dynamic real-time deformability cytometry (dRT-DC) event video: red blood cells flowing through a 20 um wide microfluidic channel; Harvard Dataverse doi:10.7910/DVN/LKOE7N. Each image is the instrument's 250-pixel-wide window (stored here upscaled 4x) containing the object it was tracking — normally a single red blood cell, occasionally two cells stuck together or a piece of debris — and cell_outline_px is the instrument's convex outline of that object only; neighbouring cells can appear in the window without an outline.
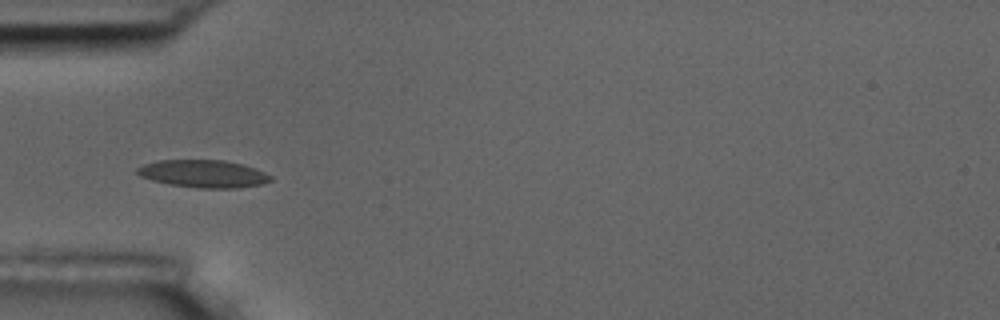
{"species": "common noctule bat (a hibernating species)", "species_latin": "Nyctalus noctula", "temperature_condition": "room temperature", "stored_images_in_passage": 7, "camera_frame_rate_fps": 3000, "um_per_image_px": 0.085, "animal": {"sex": "male", "body_mass_g": 17.5, "forearm_length_mm": 52.3}, "frame": {"image": 1, "passage_image": 3, "time_ms": 2.333, "image_size_px": [1000, 320], "cell_outline_px": [[272, 180], [264, 184], [236, 188], [200, 188], [168, 184], [152, 180], [140, 176], [136, 172], [136, 168], [144, 164], [156, 160], [224, 160], [244, 164], [256, 168], [272, 176]], "centroid_in_image_um": [17.3, 14.76], "position_along_channel_um": 67.7, "area_um2": 21.62}}
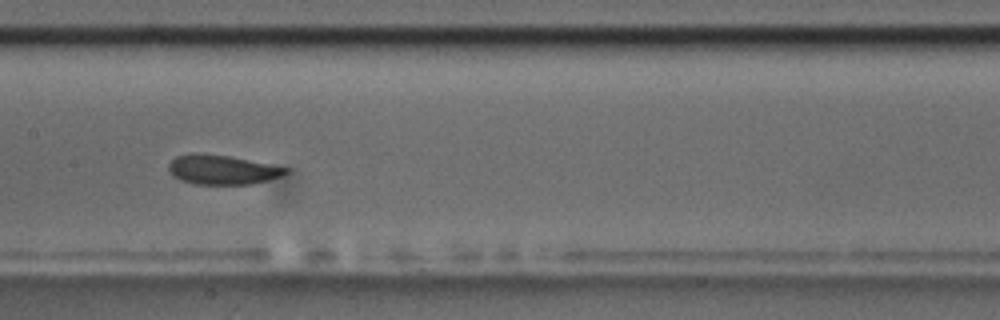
{"frame": {"image": 2, "passage_image": 6, "time_ms": 5.667, "image_size_px": [1000, 320], "cell_outline_px": [[288, 172], [280, 176], [268, 180], [252, 184], [196, 184], [180, 180], [172, 176], [168, 168], [168, 164], [176, 156], [192, 152], [196, 152], [228, 156], [288, 168]], "centroid_in_image_um": [18.82, 14.42], "position_along_channel_um": 188.6, "area_um2": 20.0}}
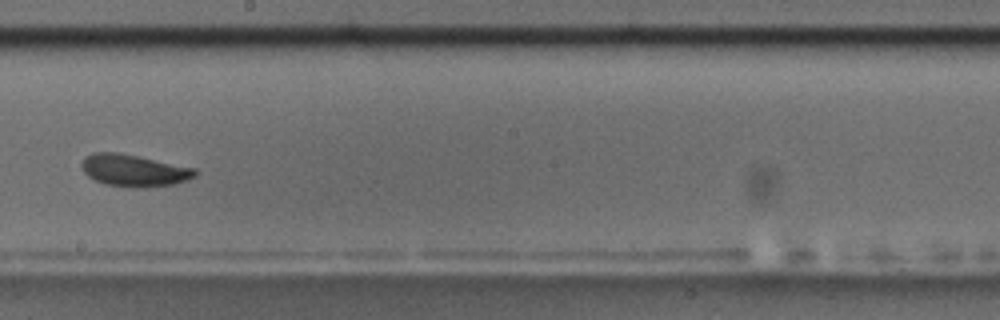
{"frame": {"image": 3, "passage_image": 7, "time_ms": 7.0, "image_size_px": [1000, 320], "cell_outline_px": [[196, 176], [188, 180], [172, 184], [136, 188], [104, 184], [88, 176], [84, 172], [80, 164], [84, 156], [92, 152], [120, 152], [196, 168]], "centroid_in_image_um": [11.36, 14.47], "position_along_channel_um": 236.8, "area_um2": 21.27}}